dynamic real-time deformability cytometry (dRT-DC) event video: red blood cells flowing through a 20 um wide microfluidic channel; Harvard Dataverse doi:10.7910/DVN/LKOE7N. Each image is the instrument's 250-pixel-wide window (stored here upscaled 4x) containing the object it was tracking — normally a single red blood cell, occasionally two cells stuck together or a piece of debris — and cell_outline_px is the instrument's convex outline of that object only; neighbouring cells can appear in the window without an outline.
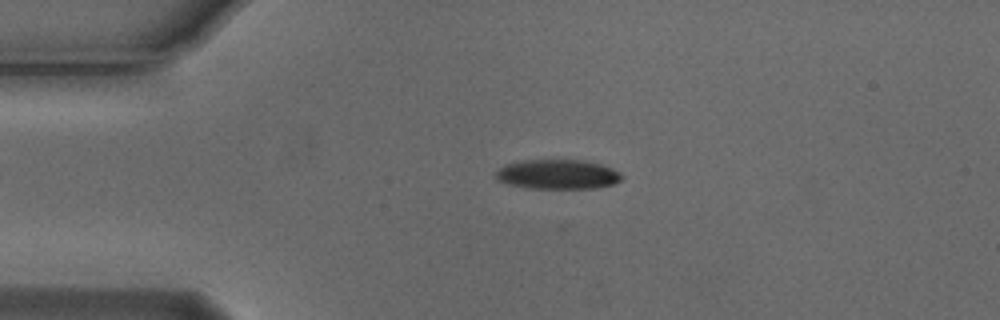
{"species": "Egyptian fruit bat (a non-hibernating species)", "species_latin": "Rousettus aegyptiacus", "temperature_condition": "cold", "stored_images_in_passage": 53, "camera_frame_rate_fps": 3000, "um_per_image_px": 0.085, "animal": {"sex": "male"}, "frame": {"image": 1, "passage_image": 10, "time_ms": 3.0, "image_size_px": [1000, 320], "cell_outline_px": [[624, 176], [620, 180], [612, 184], [592, 188], [532, 188], [508, 184], [496, 180], [496, 172], [504, 164], [520, 160], [584, 160], [600, 164], [612, 168], [620, 172]], "centroid_in_image_um": [47.38, 14.81], "position_along_channel_um": 37.6, "area_um2": 21.68}}
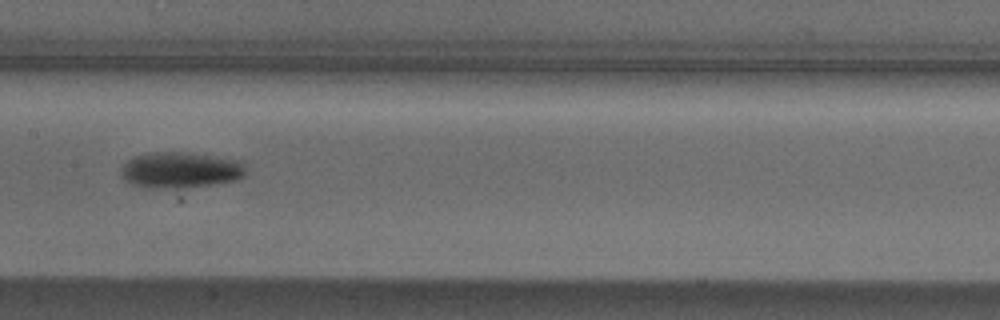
{"frame": {"image": 2, "passage_image": 25, "time_ms": 8.0, "image_size_px": [1000, 320], "cell_outline_px": [[244, 176], [236, 180], [212, 184], [180, 188], [156, 188], [136, 184], [124, 180], [120, 172], [124, 164], [132, 156], [148, 152], [184, 152], [236, 160], [244, 168]], "centroid_in_image_um": [15.27, 14.45], "position_along_channel_um": 192.1, "area_um2": 25.66}}
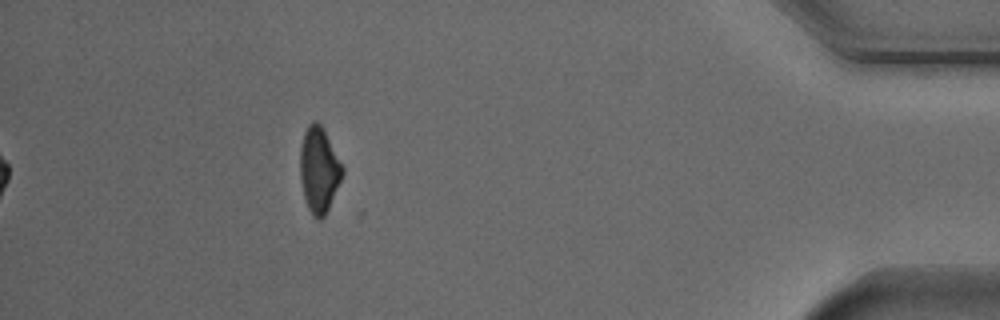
{"frame": {"image": 3, "passage_image": 47, "time_ms": 15.333, "image_size_px": [1000, 320], "cell_outline_px": [[344, 172], [328, 208], [324, 216], [320, 220], [316, 220], [312, 216], [304, 200], [300, 180], [300, 148], [304, 132], [308, 124], [312, 120], [316, 120], [320, 124], [344, 168]], "centroid_in_image_um": [27.08, 14.45], "position_along_channel_um": 408.1, "area_um2": 20.98}, "authors_computed_cell_mechanics": {"area_um2": 22.4264, "velocity_mm_per_s": 3.7297, "shape_relaxation_time_tau1_ms": 1.9728, "shape_relaxation_time_tau2_ms": null, "deformation_change_tau1": 0.1078, "deformation_change_tau2": null}}